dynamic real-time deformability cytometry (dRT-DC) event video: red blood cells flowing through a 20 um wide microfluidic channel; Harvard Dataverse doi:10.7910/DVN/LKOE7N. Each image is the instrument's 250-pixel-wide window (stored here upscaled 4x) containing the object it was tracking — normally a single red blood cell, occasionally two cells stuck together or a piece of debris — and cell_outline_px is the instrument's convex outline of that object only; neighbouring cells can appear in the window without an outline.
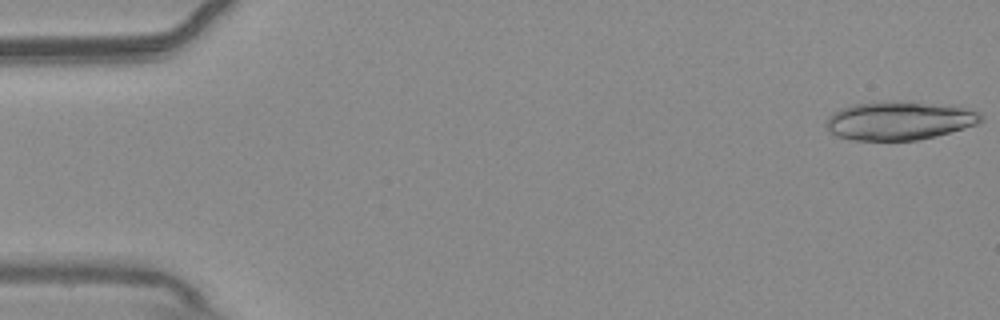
{"species": "common noctule bat (a hibernating species)", "species_latin": "Nyctalus noctula", "temperature_condition": "warm", "stored_images_in_passage": 19, "camera_frame_rate_fps": 3000, "um_per_image_px": 0.085, "animal": {"sex": "male", "body_mass_g": 20.4}, "frame": {"image": 1, "passage_image": 1, "time_ms": 0.0, "image_size_px": [1000, 320], "cell_outline_px": [[984, 120], [976, 124], [964, 128], [936, 136], [916, 140], [852, 140], [836, 136], [828, 132], [824, 124], [828, 116], [832, 112], [840, 108], [852, 104], [920, 104], [964, 108], [980, 112], [984, 116]], "centroid_in_image_um": [76.37, 10.32], "position_along_channel_um": 8.6, "area_um2": 33.64}}